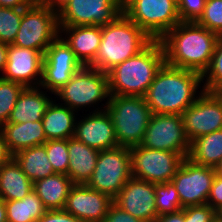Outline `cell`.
I'll list each match as a JSON object with an SVG mask.
<instances>
[{
    "label": "cell",
    "instance_id": "obj_35",
    "mask_svg": "<svg viewBox=\"0 0 222 222\" xmlns=\"http://www.w3.org/2000/svg\"><path fill=\"white\" fill-rule=\"evenodd\" d=\"M196 22L222 37V0H206L203 14Z\"/></svg>",
    "mask_w": 222,
    "mask_h": 222
},
{
    "label": "cell",
    "instance_id": "obj_27",
    "mask_svg": "<svg viewBox=\"0 0 222 222\" xmlns=\"http://www.w3.org/2000/svg\"><path fill=\"white\" fill-rule=\"evenodd\" d=\"M13 158L33 183L55 174L44 145L22 149L15 153Z\"/></svg>",
    "mask_w": 222,
    "mask_h": 222
},
{
    "label": "cell",
    "instance_id": "obj_32",
    "mask_svg": "<svg viewBox=\"0 0 222 222\" xmlns=\"http://www.w3.org/2000/svg\"><path fill=\"white\" fill-rule=\"evenodd\" d=\"M24 86L0 76V127L7 123Z\"/></svg>",
    "mask_w": 222,
    "mask_h": 222
},
{
    "label": "cell",
    "instance_id": "obj_29",
    "mask_svg": "<svg viewBox=\"0 0 222 222\" xmlns=\"http://www.w3.org/2000/svg\"><path fill=\"white\" fill-rule=\"evenodd\" d=\"M5 205L7 222H36L47 211L33 190L23 199L5 201Z\"/></svg>",
    "mask_w": 222,
    "mask_h": 222
},
{
    "label": "cell",
    "instance_id": "obj_46",
    "mask_svg": "<svg viewBox=\"0 0 222 222\" xmlns=\"http://www.w3.org/2000/svg\"><path fill=\"white\" fill-rule=\"evenodd\" d=\"M0 222H7L5 201L0 198Z\"/></svg>",
    "mask_w": 222,
    "mask_h": 222
},
{
    "label": "cell",
    "instance_id": "obj_44",
    "mask_svg": "<svg viewBox=\"0 0 222 222\" xmlns=\"http://www.w3.org/2000/svg\"><path fill=\"white\" fill-rule=\"evenodd\" d=\"M8 45L0 41V73H3L7 62Z\"/></svg>",
    "mask_w": 222,
    "mask_h": 222
},
{
    "label": "cell",
    "instance_id": "obj_17",
    "mask_svg": "<svg viewBox=\"0 0 222 222\" xmlns=\"http://www.w3.org/2000/svg\"><path fill=\"white\" fill-rule=\"evenodd\" d=\"M43 58L40 51L8 45L6 67L0 76L24 87L40 86Z\"/></svg>",
    "mask_w": 222,
    "mask_h": 222
},
{
    "label": "cell",
    "instance_id": "obj_2",
    "mask_svg": "<svg viewBox=\"0 0 222 222\" xmlns=\"http://www.w3.org/2000/svg\"><path fill=\"white\" fill-rule=\"evenodd\" d=\"M201 83L202 74L164 63L144 97L153 114L182 115L204 92Z\"/></svg>",
    "mask_w": 222,
    "mask_h": 222
},
{
    "label": "cell",
    "instance_id": "obj_50",
    "mask_svg": "<svg viewBox=\"0 0 222 222\" xmlns=\"http://www.w3.org/2000/svg\"><path fill=\"white\" fill-rule=\"evenodd\" d=\"M215 170H216V173L222 175V159L220 163L216 166Z\"/></svg>",
    "mask_w": 222,
    "mask_h": 222
},
{
    "label": "cell",
    "instance_id": "obj_26",
    "mask_svg": "<svg viewBox=\"0 0 222 222\" xmlns=\"http://www.w3.org/2000/svg\"><path fill=\"white\" fill-rule=\"evenodd\" d=\"M33 190V182L21 170L14 158L0 167V198L20 200Z\"/></svg>",
    "mask_w": 222,
    "mask_h": 222
},
{
    "label": "cell",
    "instance_id": "obj_5",
    "mask_svg": "<svg viewBox=\"0 0 222 222\" xmlns=\"http://www.w3.org/2000/svg\"><path fill=\"white\" fill-rule=\"evenodd\" d=\"M104 104L100 107L104 106L101 108L113 122L117 145L127 148L138 146L153 115L145 97L110 96Z\"/></svg>",
    "mask_w": 222,
    "mask_h": 222
},
{
    "label": "cell",
    "instance_id": "obj_42",
    "mask_svg": "<svg viewBox=\"0 0 222 222\" xmlns=\"http://www.w3.org/2000/svg\"><path fill=\"white\" fill-rule=\"evenodd\" d=\"M155 222H184V210L181 209L173 213L161 215L157 217Z\"/></svg>",
    "mask_w": 222,
    "mask_h": 222
},
{
    "label": "cell",
    "instance_id": "obj_7",
    "mask_svg": "<svg viewBox=\"0 0 222 222\" xmlns=\"http://www.w3.org/2000/svg\"><path fill=\"white\" fill-rule=\"evenodd\" d=\"M123 13L153 40L181 22L177 0H123Z\"/></svg>",
    "mask_w": 222,
    "mask_h": 222
},
{
    "label": "cell",
    "instance_id": "obj_41",
    "mask_svg": "<svg viewBox=\"0 0 222 222\" xmlns=\"http://www.w3.org/2000/svg\"><path fill=\"white\" fill-rule=\"evenodd\" d=\"M13 158V154L9 151L3 131L0 128V167Z\"/></svg>",
    "mask_w": 222,
    "mask_h": 222
},
{
    "label": "cell",
    "instance_id": "obj_43",
    "mask_svg": "<svg viewBox=\"0 0 222 222\" xmlns=\"http://www.w3.org/2000/svg\"><path fill=\"white\" fill-rule=\"evenodd\" d=\"M0 7L5 8H26V0H0Z\"/></svg>",
    "mask_w": 222,
    "mask_h": 222
},
{
    "label": "cell",
    "instance_id": "obj_10",
    "mask_svg": "<svg viewBox=\"0 0 222 222\" xmlns=\"http://www.w3.org/2000/svg\"><path fill=\"white\" fill-rule=\"evenodd\" d=\"M130 156L132 177L154 184L170 182L184 159L177 152L140 145L130 148Z\"/></svg>",
    "mask_w": 222,
    "mask_h": 222
},
{
    "label": "cell",
    "instance_id": "obj_48",
    "mask_svg": "<svg viewBox=\"0 0 222 222\" xmlns=\"http://www.w3.org/2000/svg\"><path fill=\"white\" fill-rule=\"evenodd\" d=\"M213 94H215L221 101H222V83L218 85L213 91Z\"/></svg>",
    "mask_w": 222,
    "mask_h": 222
},
{
    "label": "cell",
    "instance_id": "obj_15",
    "mask_svg": "<svg viewBox=\"0 0 222 222\" xmlns=\"http://www.w3.org/2000/svg\"><path fill=\"white\" fill-rule=\"evenodd\" d=\"M189 141L222 129V101L204 91L181 115Z\"/></svg>",
    "mask_w": 222,
    "mask_h": 222
},
{
    "label": "cell",
    "instance_id": "obj_33",
    "mask_svg": "<svg viewBox=\"0 0 222 222\" xmlns=\"http://www.w3.org/2000/svg\"><path fill=\"white\" fill-rule=\"evenodd\" d=\"M55 173L66 174L69 166L68 139H51L44 144Z\"/></svg>",
    "mask_w": 222,
    "mask_h": 222
},
{
    "label": "cell",
    "instance_id": "obj_28",
    "mask_svg": "<svg viewBox=\"0 0 222 222\" xmlns=\"http://www.w3.org/2000/svg\"><path fill=\"white\" fill-rule=\"evenodd\" d=\"M187 158L196 164L216 168L222 159V129L191 141Z\"/></svg>",
    "mask_w": 222,
    "mask_h": 222
},
{
    "label": "cell",
    "instance_id": "obj_30",
    "mask_svg": "<svg viewBox=\"0 0 222 222\" xmlns=\"http://www.w3.org/2000/svg\"><path fill=\"white\" fill-rule=\"evenodd\" d=\"M155 205L158 217L182 209L179 195L171 181L155 184Z\"/></svg>",
    "mask_w": 222,
    "mask_h": 222
},
{
    "label": "cell",
    "instance_id": "obj_23",
    "mask_svg": "<svg viewBox=\"0 0 222 222\" xmlns=\"http://www.w3.org/2000/svg\"><path fill=\"white\" fill-rule=\"evenodd\" d=\"M0 128L13 155L22 149L43 145L47 141L42 121L5 123Z\"/></svg>",
    "mask_w": 222,
    "mask_h": 222
},
{
    "label": "cell",
    "instance_id": "obj_11",
    "mask_svg": "<svg viewBox=\"0 0 222 222\" xmlns=\"http://www.w3.org/2000/svg\"><path fill=\"white\" fill-rule=\"evenodd\" d=\"M140 146L173 151L188 157L190 141L186 136L183 119L176 114H153Z\"/></svg>",
    "mask_w": 222,
    "mask_h": 222
},
{
    "label": "cell",
    "instance_id": "obj_24",
    "mask_svg": "<svg viewBox=\"0 0 222 222\" xmlns=\"http://www.w3.org/2000/svg\"><path fill=\"white\" fill-rule=\"evenodd\" d=\"M73 182L66 174L55 173L33 183V191L46 210L64 209Z\"/></svg>",
    "mask_w": 222,
    "mask_h": 222
},
{
    "label": "cell",
    "instance_id": "obj_6",
    "mask_svg": "<svg viewBox=\"0 0 222 222\" xmlns=\"http://www.w3.org/2000/svg\"><path fill=\"white\" fill-rule=\"evenodd\" d=\"M61 104L78 113L82 108H95L103 100L109 101L108 74L90 66H82L55 94ZM64 102V103H63ZM96 105V106H95Z\"/></svg>",
    "mask_w": 222,
    "mask_h": 222
},
{
    "label": "cell",
    "instance_id": "obj_22",
    "mask_svg": "<svg viewBox=\"0 0 222 222\" xmlns=\"http://www.w3.org/2000/svg\"><path fill=\"white\" fill-rule=\"evenodd\" d=\"M69 166L67 175L73 184H87L94 172L100 150L89 147L75 137L68 139Z\"/></svg>",
    "mask_w": 222,
    "mask_h": 222
},
{
    "label": "cell",
    "instance_id": "obj_14",
    "mask_svg": "<svg viewBox=\"0 0 222 222\" xmlns=\"http://www.w3.org/2000/svg\"><path fill=\"white\" fill-rule=\"evenodd\" d=\"M81 67L74 52L58 36L44 53L40 87L54 95Z\"/></svg>",
    "mask_w": 222,
    "mask_h": 222
},
{
    "label": "cell",
    "instance_id": "obj_21",
    "mask_svg": "<svg viewBox=\"0 0 222 222\" xmlns=\"http://www.w3.org/2000/svg\"><path fill=\"white\" fill-rule=\"evenodd\" d=\"M40 86L24 87L19 94L7 123H24L42 121V118L52 102Z\"/></svg>",
    "mask_w": 222,
    "mask_h": 222
},
{
    "label": "cell",
    "instance_id": "obj_4",
    "mask_svg": "<svg viewBox=\"0 0 222 222\" xmlns=\"http://www.w3.org/2000/svg\"><path fill=\"white\" fill-rule=\"evenodd\" d=\"M153 39L122 13L114 22L101 26V43L89 65L103 72L137 55Z\"/></svg>",
    "mask_w": 222,
    "mask_h": 222
},
{
    "label": "cell",
    "instance_id": "obj_51",
    "mask_svg": "<svg viewBox=\"0 0 222 222\" xmlns=\"http://www.w3.org/2000/svg\"><path fill=\"white\" fill-rule=\"evenodd\" d=\"M211 222H222V221L218 220V219L215 217Z\"/></svg>",
    "mask_w": 222,
    "mask_h": 222
},
{
    "label": "cell",
    "instance_id": "obj_8",
    "mask_svg": "<svg viewBox=\"0 0 222 222\" xmlns=\"http://www.w3.org/2000/svg\"><path fill=\"white\" fill-rule=\"evenodd\" d=\"M58 36V12L48 6H28L23 8L21 24L12 45L37 50L44 55Z\"/></svg>",
    "mask_w": 222,
    "mask_h": 222
},
{
    "label": "cell",
    "instance_id": "obj_38",
    "mask_svg": "<svg viewBox=\"0 0 222 222\" xmlns=\"http://www.w3.org/2000/svg\"><path fill=\"white\" fill-rule=\"evenodd\" d=\"M102 222H144L138 218L133 217L131 214L125 212L114 202L111 204L108 214Z\"/></svg>",
    "mask_w": 222,
    "mask_h": 222
},
{
    "label": "cell",
    "instance_id": "obj_3",
    "mask_svg": "<svg viewBox=\"0 0 222 222\" xmlns=\"http://www.w3.org/2000/svg\"><path fill=\"white\" fill-rule=\"evenodd\" d=\"M164 63L162 45L159 40H153L137 55L107 72L110 96L144 97Z\"/></svg>",
    "mask_w": 222,
    "mask_h": 222
},
{
    "label": "cell",
    "instance_id": "obj_1",
    "mask_svg": "<svg viewBox=\"0 0 222 222\" xmlns=\"http://www.w3.org/2000/svg\"><path fill=\"white\" fill-rule=\"evenodd\" d=\"M219 36L197 22H180L159 41L165 63L200 74L209 68Z\"/></svg>",
    "mask_w": 222,
    "mask_h": 222
},
{
    "label": "cell",
    "instance_id": "obj_49",
    "mask_svg": "<svg viewBox=\"0 0 222 222\" xmlns=\"http://www.w3.org/2000/svg\"><path fill=\"white\" fill-rule=\"evenodd\" d=\"M215 217L222 221V205L215 210Z\"/></svg>",
    "mask_w": 222,
    "mask_h": 222
},
{
    "label": "cell",
    "instance_id": "obj_12",
    "mask_svg": "<svg viewBox=\"0 0 222 222\" xmlns=\"http://www.w3.org/2000/svg\"><path fill=\"white\" fill-rule=\"evenodd\" d=\"M123 13V0H70L58 11L59 26H104Z\"/></svg>",
    "mask_w": 222,
    "mask_h": 222
},
{
    "label": "cell",
    "instance_id": "obj_16",
    "mask_svg": "<svg viewBox=\"0 0 222 222\" xmlns=\"http://www.w3.org/2000/svg\"><path fill=\"white\" fill-rule=\"evenodd\" d=\"M113 202L128 214L144 222L157 220L154 183L131 177Z\"/></svg>",
    "mask_w": 222,
    "mask_h": 222
},
{
    "label": "cell",
    "instance_id": "obj_40",
    "mask_svg": "<svg viewBox=\"0 0 222 222\" xmlns=\"http://www.w3.org/2000/svg\"><path fill=\"white\" fill-rule=\"evenodd\" d=\"M207 204L214 210L222 205V175L218 173L213 180Z\"/></svg>",
    "mask_w": 222,
    "mask_h": 222
},
{
    "label": "cell",
    "instance_id": "obj_39",
    "mask_svg": "<svg viewBox=\"0 0 222 222\" xmlns=\"http://www.w3.org/2000/svg\"><path fill=\"white\" fill-rule=\"evenodd\" d=\"M36 222H82L80 219L71 215L64 209L47 210L44 215Z\"/></svg>",
    "mask_w": 222,
    "mask_h": 222
},
{
    "label": "cell",
    "instance_id": "obj_31",
    "mask_svg": "<svg viewBox=\"0 0 222 222\" xmlns=\"http://www.w3.org/2000/svg\"><path fill=\"white\" fill-rule=\"evenodd\" d=\"M23 8L0 7V41L12 45L21 24Z\"/></svg>",
    "mask_w": 222,
    "mask_h": 222
},
{
    "label": "cell",
    "instance_id": "obj_36",
    "mask_svg": "<svg viewBox=\"0 0 222 222\" xmlns=\"http://www.w3.org/2000/svg\"><path fill=\"white\" fill-rule=\"evenodd\" d=\"M181 22H196L203 14L206 0H177Z\"/></svg>",
    "mask_w": 222,
    "mask_h": 222
},
{
    "label": "cell",
    "instance_id": "obj_9",
    "mask_svg": "<svg viewBox=\"0 0 222 222\" xmlns=\"http://www.w3.org/2000/svg\"><path fill=\"white\" fill-rule=\"evenodd\" d=\"M131 177L130 148L118 146L100 151L86 185L114 199Z\"/></svg>",
    "mask_w": 222,
    "mask_h": 222
},
{
    "label": "cell",
    "instance_id": "obj_37",
    "mask_svg": "<svg viewBox=\"0 0 222 222\" xmlns=\"http://www.w3.org/2000/svg\"><path fill=\"white\" fill-rule=\"evenodd\" d=\"M184 222H211L215 218V210L208 204L183 208Z\"/></svg>",
    "mask_w": 222,
    "mask_h": 222
},
{
    "label": "cell",
    "instance_id": "obj_45",
    "mask_svg": "<svg viewBox=\"0 0 222 222\" xmlns=\"http://www.w3.org/2000/svg\"><path fill=\"white\" fill-rule=\"evenodd\" d=\"M28 6H48L52 9V0H26Z\"/></svg>",
    "mask_w": 222,
    "mask_h": 222
},
{
    "label": "cell",
    "instance_id": "obj_47",
    "mask_svg": "<svg viewBox=\"0 0 222 222\" xmlns=\"http://www.w3.org/2000/svg\"><path fill=\"white\" fill-rule=\"evenodd\" d=\"M70 0H52V9L59 11Z\"/></svg>",
    "mask_w": 222,
    "mask_h": 222
},
{
    "label": "cell",
    "instance_id": "obj_20",
    "mask_svg": "<svg viewBox=\"0 0 222 222\" xmlns=\"http://www.w3.org/2000/svg\"><path fill=\"white\" fill-rule=\"evenodd\" d=\"M59 36L71 48L81 65L89 66L100 47L101 26H59Z\"/></svg>",
    "mask_w": 222,
    "mask_h": 222
},
{
    "label": "cell",
    "instance_id": "obj_13",
    "mask_svg": "<svg viewBox=\"0 0 222 222\" xmlns=\"http://www.w3.org/2000/svg\"><path fill=\"white\" fill-rule=\"evenodd\" d=\"M216 175L214 167L199 165L184 158L171 182L174 184L182 209L205 205Z\"/></svg>",
    "mask_w": 222,
    "mask_h": 222
},
{
    "label": "cell",
    "instance_id": "obj_19",
    "mask_svg": "<svg viewBox=\"0 0 222 222\" xmlns=\"http://www.w3.org/2000/svg\"><path fill=\"white\" fill-rule=\"evenodd\" d=\"M91 110L94 111H89L87 116L76 120L74 137L100 151L118 147L113 122L108 113L98 106Z\"/></svg>",
    "mask_w": 222,
    "mask_h": 222
},
{
    "label": "cell",
    "instance_id": "obj_18",
    "mask_svg": "<svg viewBox=\"0 0 222 222\" xmlns=\"http://www.w3.org/2000/svg\"><path fill=\"white\" fill-rule=\"evenodd\" d=\"M112 203L109 195L90 189L86 184H74L64 210L82 222H102Z\"/></svg>",
    "mask_w": 222,
    "mask_h": 222
},
{
    "label": "cell",
    "instance_id": "obj_25",
    "mask_svg": "<svg viewBox=\"0 0 222 222\" xmlns=\"http://www.w3.org/2000/svg\"><path fill=\"white\" fill-rule=\"evenodd\" d=\"M77 112L52 100L43 118V129L47 140L74 137Z\"/></svg>",
    "mask_w": 222,
    "mask_h": 222
},
{
    "label": "cell",
    "instance_id": "obj_34",
    "mask_svg": "<svg viewBox=\"0 0 222 222\" xmlns=\"http://www.w3.org/2000/svg\"><path fill=\"white\" fill-rule=\"evenodd\" d=\"M202 79L203 85L201 87L208 92H212L222 83V37L217 40L211 64L202 75Z\"/></svg>",
    "mask_w": 222,
    "mask_h": 222
}]
</instances>
